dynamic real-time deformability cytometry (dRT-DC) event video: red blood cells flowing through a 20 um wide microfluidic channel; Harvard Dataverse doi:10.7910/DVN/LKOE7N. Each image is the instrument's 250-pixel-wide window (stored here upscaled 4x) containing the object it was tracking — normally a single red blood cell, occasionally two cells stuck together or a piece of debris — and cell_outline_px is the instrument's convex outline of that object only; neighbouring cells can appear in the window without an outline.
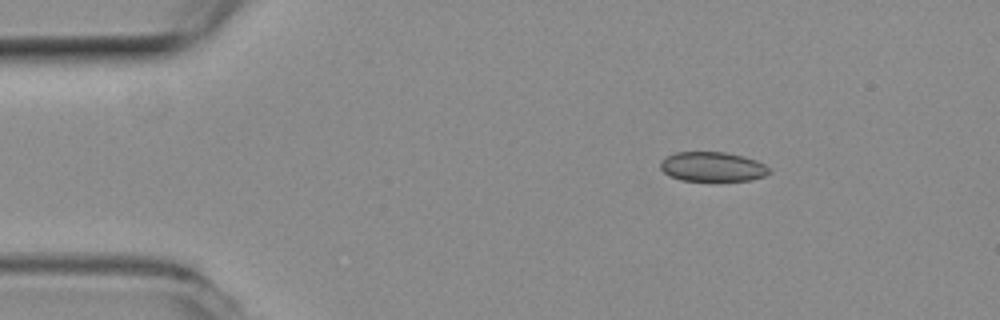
{"species": "common noctule bat (a hibernating species)", "species_latin": "Nyctalus noctula", "temperature_condition": "room temperature", "stored_images_in_passage": 46, "camera_frame_rate_fps": 3000, "um_per_image_px": 0.085, "animal": {"sex": "female", "body_mass_g": 19.3, "forearm_length_mm": 54.1}, "frame": {"image": 1, "passage_image": 1, "time_ms": 0.0, "image_size_px": [1000, 320], "cell_outline_px": [[772, 172], [764, 176], [752, 180], [680, 180], [668, 176], [660, 168], [660, 160], [664, 156], [676, 152], [724, 152], [744, 156], [756, 160], [764, 164]], "centroid_in_image_um": [60.52, 14.16], "position_along_channel_um": 24.5, "area_um2": 18.84}}
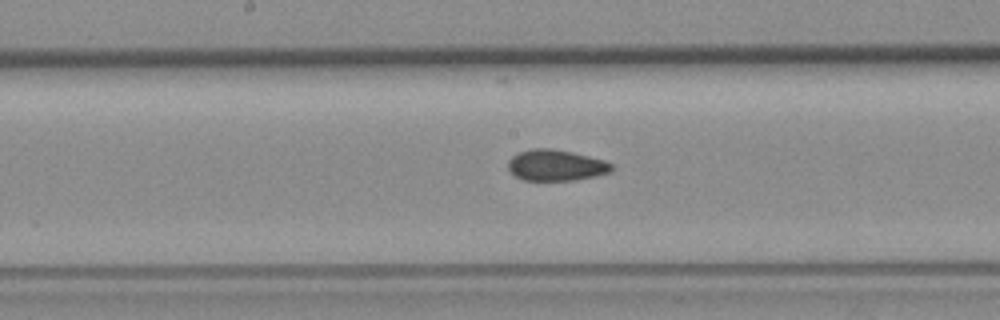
{"frame": {"image": 2, "passage_image": 20, "time_ms": 6.333, "image_size_px": [1000, 320], "cell_outline_px": [[616, 168], [612, 172], [596, 176], [576, 180], [524, 180], [516, 176], [508, 168], [508, 160], [512, 156], [520, 152], [532, 148], [548, 148], [572, 152], [604, 160], [612, 164]], "centroid_in_image_um": [47.3, 14.05], "position_along_channel_um": 200.9, "area_um2": 18.79}}
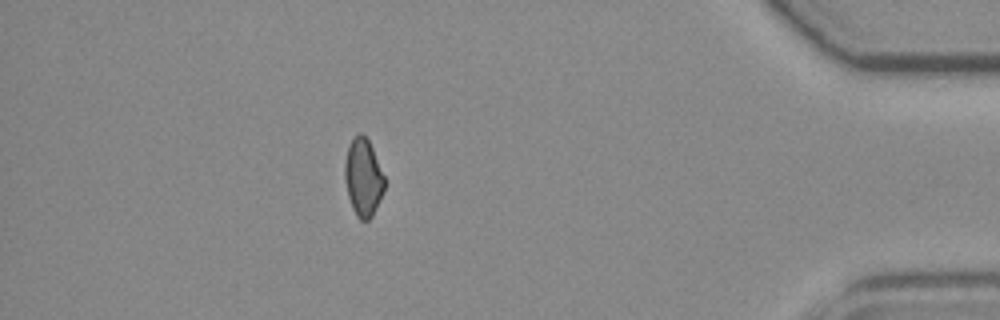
{"frame": {"image": 3, "passage_image": 40, "time_ms": 13.0, "image_size_px": [1000, 320], "cell_outline_px": [[384, 192], [372, 216], [368, 220], [360, 220], [356, 216], [352, 208], [348, 196], [344, 180], [344, 164], [348, 148], [352, 140], [360, 132], [368, 140], [372, 148], [384, 176]], "centroid_in_image_um": [30.86, 15.12], "position_along_channel_um": 404.3, "area_um2": 17.8}, "authors_computed_cell_mechanics": {"area_um2": 18.8428, "velocity_mm_per_s": 3.8286, "shape_relaxation_time_tau1_ms": null, "shape_relaxation_time_tau2_ms": 3.5234, "deformation_change_tau1": null, "deformation_change_tau2": 0.0916}}